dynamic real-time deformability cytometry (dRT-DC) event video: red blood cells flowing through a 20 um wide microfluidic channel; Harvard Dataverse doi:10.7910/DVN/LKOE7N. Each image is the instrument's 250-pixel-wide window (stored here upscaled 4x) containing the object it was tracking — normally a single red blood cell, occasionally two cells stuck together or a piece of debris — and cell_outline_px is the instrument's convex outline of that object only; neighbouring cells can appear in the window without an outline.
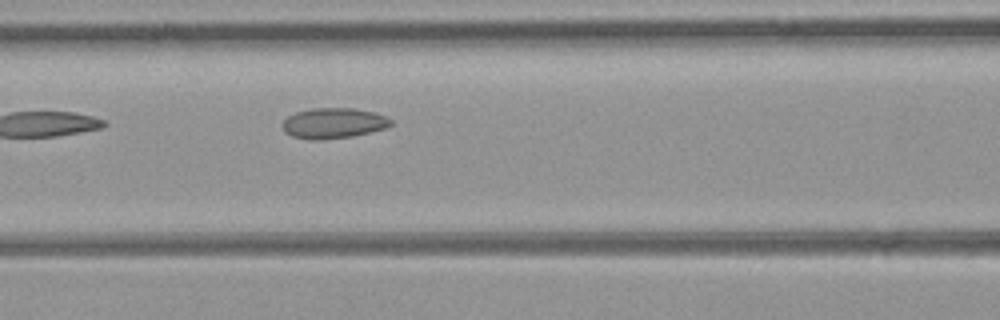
{"species": "common noctule bat (a hibernating species)", "species_latin": "Nyctalus noctula", "temperature_condition": "room temperature", "stored_images_in_passage": 3, "camera_frame_rate_fps": 3000, "um_per_image_px": 0.085, "animal": {"sex": "female", "body_mass_g": 21.9}, "frame": {"image": 1, "passage_image": 3, "time_ms": 0.667, "image_size_px": [1000, 320], "cell_outline_px": [[392, 124], [388, 128], [352, 136], [320, 140], [312, 140], [292, 136], [284, 132], [280, 124], [288, 116], [296, 112], [312, 108], [352, 108], [372, 112], [388, 116], [392, 120]], "centroid_in_image_um": [28.34, 10.47], "position_along_channel_um": 138.3, "area_um2": 19.42}}